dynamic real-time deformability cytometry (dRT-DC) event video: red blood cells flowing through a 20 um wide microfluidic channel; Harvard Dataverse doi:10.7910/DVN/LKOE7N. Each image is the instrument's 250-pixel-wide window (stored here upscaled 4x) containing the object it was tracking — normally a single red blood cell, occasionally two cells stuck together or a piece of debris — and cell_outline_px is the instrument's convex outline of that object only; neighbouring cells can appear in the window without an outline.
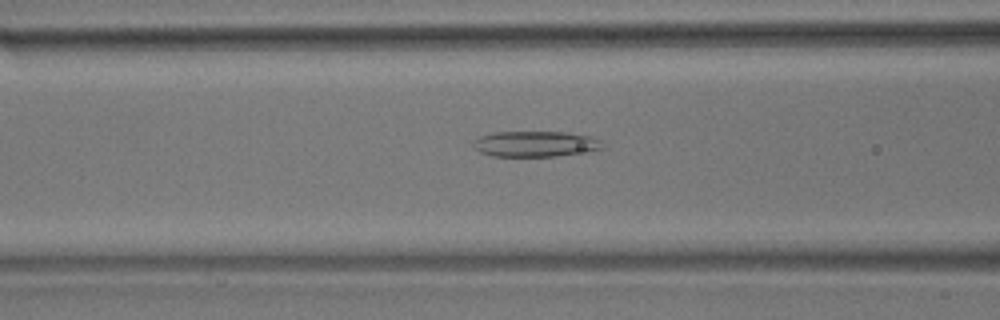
{"species": "common noctule bat (a hibernating species)", "species_latin": "Nyctalus noctula", "temperature_condition": "room temperature", "stored_images_in_passage": 43, "camera_frame_rate_fps": 3000, "um_per_image_px": 0.085, "animal": {"sex": "male", "body_mass_g": 17.9}, "frame": {"image": 1, "passage_image": 21, "time_ms": 6.667, "image_size_px": [1000, 320], "cell_outline_px": [[604, 148], [556, 156], [492, 156], [480, 152], [472, 144], [472, 140], [480, 136], [496, 132], [568, 132], [588, 136], [600, 140]], "centroid_in_image_um": [45.46, 12.23], "position_along_channel_um": 121.1, "area_um2": 19.13}}
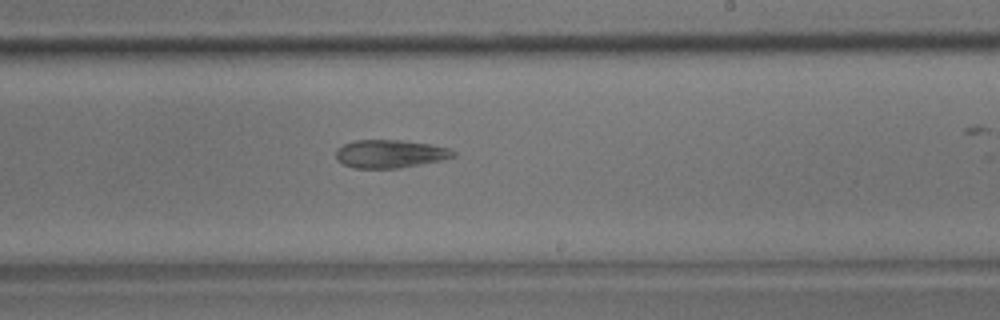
{"frame": {"image": 2, "passage_image": 32, "time_ms": 10.333, "image_size_px": [1000, 320], "cell_outline_px": [[456, 156], [440, 160], [400, 168], [352, 168], [336, 160], [336, 148], [352, 140], [400, 140], [428, 144], [448, 148], [456, 152]], "centroid_in_image_um": [33.11, 13.07], "position_along_channel_um": 255.9, "area_um2": 19.19}}
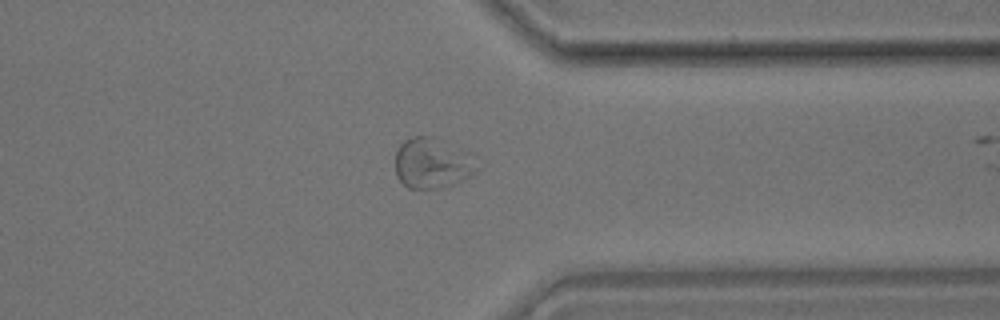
{"frame": {"image": 3, "passage_image": 42, "time_ms": 13.667, "image_size_px": [1000, 320], "cell_outline_px": [[468, 176], [464, 180], [444, 188], [408, 188], [396, 176], [396, 152], [400, 144], [404, 140], [412, 136], [432, 136], [460, 160], [468, 172]], "centroid_in_image_um": [36.36, 13.95], "position_along_channel_um": 375.0, "area_um2": 20.87}}